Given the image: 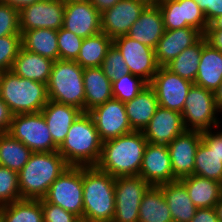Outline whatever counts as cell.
Here are the masks:
<instances>
[{
  "label": "cell",
  "instance_id": "obj_32",
  "mask_svg": "<svg viewBox=\"0 0 222 222\" xmlns=\"http://www.w3.org/2000/svg\"><path fill=\"white\" fill-rule=\"evenodd\" d=\"M207 43L203 35L195 44L184 49L166 67L183 79L195 82L203 46Z\"/></svg>",
  "mask_w": 222,
  "mask_h": 222
},
{
  "label": "cell",
  "instance_id": "obj_25",
  "mask_svg": "<svg viewBox=\"0 0 222 222\" xmlns=\"http://www.w3.org/2000/svg\"><path fill=\"white\" fill-rule=\"evenodd\" d=\"M169 207L173 222H190L197 207L180 180L159 185Z\"/></svg>",
  "mask_w": 222,
  "mask_h": 222
},
{
  "label": "cell",
  "instance_id": "obj_40",
  "mask_svg": "<svg viewBox=\"0 0 222 222\" xmlns=\"http://www.w3.org/2000/svg\"><path fill=\"white\" fill-rule=\"evenodd\" d=\"M21 47V34L0 37V73L11 70Z\"/></svg>",
  "mask_w": 222,
  "mask_h": 222
},
{
  "label": "cell",
  "instance_id": "obj_52",
  "mask_svg": "<svg viewBox=\"0 0 222 222\" xmlns=\"http://www.w3.org/2000/svg\"><path fill=\"white\" fill-rule=\"evenodd\" d=\"M207 30H222V15L216 17L209 25Z\"/></svg>",
  "mask_w": 222,
  "mask_h": 222
},
{
  "label": "cell",
  "instance_id": "obj_20",
  "mask_svg": "<svg viewBox=\"0 0 222 222\" xmlns=\"http://www.w3.org/2000/svg\"><path fill=\"white\" fill-rule=\"evenodd\" d=\"M185 131L180 112L159 106L142 132L148 143L168 145Z\"/></svg>",
  "mask_w": 222,
  "mask_h": 222
},
{
  "label": "cell",
  "instance_id": "obj_18",
  "mask_svg": "<svg viewBox=\"0 0 222 222\" xmlns=\"http://www.w3.org/2000/svg\"><path fill=\"white\" fill-rule=\"evenodd\" d=\"M201 141V131L186 130L167 145L176 180L194 174L195 154Z\"/></svg>",
  "mask_w": 222,
  "mask_h": 222
},
{
  "label": "cell",
  "instance_id": "obj_22",
  "mask_svg": "<svg viewBox=\"0 0 222 222\" xmlns=\"http://www.w3.org/2000/svg\"><path fill=\"white\" fill-rule=\"evenodd\" d=\"M202 36L203 34L193 27L165 30L155 49L158 65L160 67L168 65L184 49L195 44Z\"/></svg>",
  "mask_w": 222,
  "mask_h": 222
},
{
  "label": "cell",
  "instance_id": "obj_33",
  "mask_svg": "<svg viewBox=\"0 0 222 222\" xmlns=\"http://www.w3.org/2000/svg\"><path fill=\"white\" fill-rule=\"evenodd\" d=\"M113 39L104 33L83 39L79 55L75 60L83 69L101 67Z\"/></svg>",
  "mask_w": 222,
  "mask_h": 222
},
{
  "label": "cell",
  "instance_id": "obj_43",
  "mask_svg": "<svg viewBox=\"0 0 222 222\" xmlns=\"http://www.w3.org/2000/svg\"><path fill=\"white\" fill-rule=\"evenodd\" d=\"M42 210L44 222H82L75 214L58 205L48 203L43 198Z\"/></svg>",
  "mask_w": 222,
  "mask_h": 222
},
{
  "label": "cell",
  "instance_id": "obj_6",
  "mask_svg": "<svg viewBox=\"0 0 222 222\" xmlns=\"http://www.w3.org/2000/svg\"><path fill=\"white\" fill-rule=\"evenodd\" d=\"M83 72L74 60L54 61L47 83L49 100L75 106L85 113Z\"/></svg>",
  "mask_w": 222,
  "mask_h": 222
},
{
  "label": "cell",
  "instance_id": "obj_31",
  "mask_svg": "<svg viewBox=\"0 0 222 222\" xmlns=\"http://www.w3.org/2000/svg\"><path fill=\"white\" fill-rule=\"evenodd\" d=\"M138 222H173L159 186H151L142 198Z\"/></svg>",
  "mask_w": 222,
  "mask_h": 222
},
{
  "label": "cell",
  "instance_id": "obj_24",
  "mask_svg": "<svg viewBox=\"0 0 222 222\" xmlns=\"http://www.w3.org/2000/svg\"><path fill=\"white\" fill-rule=\"evenodd\" d=\"M124 105L128 121L134 131H143L159 107L156 93L149 84Z\"/></svg>",
  "mask_w": 222,
  "mask_h": 222
},
{
  "label": "cell",
  "instance_id": "obj_26",
  "mask_svg": "<svg viewBox=\"0 0 222 222\" xmlns=\"http://www.w3.org/2000/svg\"><path fill=\"white\" fill-rule=\"evenodd\" d=\"M83 82L85 88V113L114 98L112 81L105 76L101 67L85 68Z\"/></svg>",
  "mask_w": 222,
  "mask_h": 222
},
{
  "label": "cell",
  "instance_id": "obj_4",
  "mask_svg": "<svg viewBox=\"0 0 222 222\" xmlns=\"http://www.w3.org/2000/svg\"><path fill=\"white\" fill-rule=\"evenodd\" d=\"M103 141L89 113H82L71 125L58 152L69 166H96L102 150Z\"/></svg>",
  "mask_w": 222,
  "mask_h": 222
},
{
  "label": "cell",
  "instance_id": "obj_8",
  "mask_svg": "<svg viewBox=\"0 0 222 222\" xmlns=\"http://www.w3.org/2000/svg\"><path fill=\"white\" fill-rule=\"evenodd\" d=\"M43 199L75 214L83 222V167L69 166L65 169Z\"/></svg>",
  "mask_w": 222,
  "mask_h": 222
},
{
  "label": "cell",
  "instance_id": "obj_45",
  "mask_svg": "<svg viewBox=\"0 0 222 222\" xmlns=\"http://www.w3.org/2000/svg\"><path fill=\"white\" fill-rule=\"evenodd\" d=\"M222 126L202 132V140L222 158Z\"/></svg>",
  "mask_w": 222,
  "mask_h": 222
},
{
  "label": "cell",
  "instance_id": "obj_5",
  "mask_svg": "<svg viewBox=\"0 0 222 222\" xmlns=\"http://www.w3.org/2000/svg\"><path fill=\"white\" fill-rule=\"evenodd\" d=\"M0 98L13 115L41 112L49 101L47 84L19 77L11 70L0 73Z\"/></svg>",
  "mask_w": 222,
  "mask_h": 222
},
{
  "label": "cell",
  "instance_id": "obj_44",
  "mask_svg": "<svg viewBox=\"0 0 222 222\" xmlns=\"http://www.w3.org/2000/svg\"><path fill=\"white\" fill-rule=\"evenodd\" d=\"M203 11L208 24L222 15V0H194Z\"/></svg>",
  "mask_w": 222,
  "mask_h": 222
},
{
  "label": "cell",
  "instance_id": "obj_17",
  "mask_svg": "<svg viewBox=\"0 0 222 222\" xmlns=\"http://www.w3.org/2000/svg\"><path fill=\"white\" fill-rule=\"evenodd\" d=\"M150 2L148 0H120L101 13V31L114 39L127 35L131 26Z\"/></svg>",
  "mask_w": 222,
  "mask_h": 222
},
{
  "label": "cell",
  "instance_id": "obj_9",
  "mask_svg": "<svg viewBox=\"0 0 222 222\" xmlns=\"http://www.w3.org/2000/svg\"><path fill=\"white\" fill-rule=\"evenodd\" d=\"M7 133L33 152L58 151L42 112L13 115Z\"/></svg>",
  "mask_w": 222,
  "mask_h": 222
},
{
  "label": "cell",
  "instance_id": "obj_30",
  "mask_svg": "<svg viewBox=\"0 0 222 222\" xmlns=\"http://www.w3.org/2000/svg\"><path fill=\"white\" fill-rule=\"evenodd\" d=\"M21 36L22 47L25 50L50 58L53 61L59 60L57 30L39 28L24 31Z\"/></svg>",
  "mask_w": 222,
  "mask_h": 222
},
{
  "label": "cell",
  "instance_id": "obj_10",
  "mask_svg": "<svg viewBox=\"0 0 222 222\" xmlns=\"http://www.w3.org/2000/svg\"><path fill=\"white\" fill-rule=\"evenodd\" d=\"M150 187L139 175L115 178V212L112 222H138L142 198Z\"/></svg>",
  "mask_w": 222,
  "mask_h": 222
},
{
  "label": "cell",
  "instance_id": "obj_41",
  "mask_svg": "<svg viewBox=\"0 0 222 222\" xmlns=\"http://www.w3.org/2000/svg\"><path fill=\"white\" fill-rule=\"evenodd\" d=\"M82 42L83 38L61 27L57 31L59 59L75 61L79 55Z\"/></svg>",
  "mask_w": 222,
  "mask_h": 222
},
{
  "label": "cell",
  "instance_id": "obj_12",
  "mask_svg": "<svg viewBox=\"0 0 222 222\" xmlns=\"http://www.w3.org/2000/svg\"><path fill=\"white\" fill-rule=\"evenodd\" d=\"M113 44L121 52L130 73L149 84L160 67L156 61L155 49L127 35L114 38Z\"/></svg>",
  "mask_w": 222,
  "mask_h": 222
},
{
  "label": "cell",
  "instance_id": "obj_27",
  "mask_svg": "<svg viewBox=\"0 0 222 222\" xmlns=\"http://www.w3.org/2000/svg\"><path fill=\"white\" fill-rule=\"evenodd\" d=\"M53 63L52 59L27 51L21 47L11 71L19 77L47 84Z\"/></svg>",
  "mask_w": 222,
  "mask_h": 222
},
{
  "label": "cell",
  "instance_id": "obj_16",
  "mask_svg": "<svg viewBox=\"0 0 222 222\" xmlns=\"http://www.w3.org/2000/svg\"><path fill=\"white\" fill-rule=\"evenodd\" d=\"M88 113L103 142L134 131L128 121L124 102L115 98L95 107Z\"/></svg>",
  "mask_w": 222,
  "mask_h": 222
},
{
  "label": "cell",
  "instance_id": "obj_7",
  "mask_svg": "<svg viewBox=\"0 0 222 222\" xmlns=\"http://www.w3.org/2000/svg\"><path fill=\"white\" fill-rule=\"evenodd\" d=\"M181 114L186 130L203 132L222 125V114L216 107L214 92L194 83L188 91Z\"/></svg>",
  "mask_w": 222,
  "mask_h": 222
},
{
  "label": "cell",
  "instance_id": "obj_19",
  "mask_svg": "<svg viewBox=\"0 0 222 222\" xmlns=\"http://www.w3.org/2000/svg\"><path fill=\"white\" fill-rule=\"evenodd\" d=\"M139 176L151 186L176 181L167 145L146 144Z\"/></svg>",
  "mask_w": 222,
  "mask_h": 222
},
{
  "label": "cell",
  "instance_id": "obj_50",
  "mask_svg": "<svg viewBox=\"0 0 222 222\" xmlns=\"http://www.w3.org/2000/svg\"><path fill=\"white\" fill-rule=\"evenodd\" d=\"M40 0H0V2H3L5 4H9L12 7H15L16 9L20 10L21 8L31 5L35 2H38Z\"/></svg>",
  "mask_w": 222,
  "mask_h": 222
},
{
  "label": "cell",
  "instance_id": "obj_21",
  "mask_svg": "<svg viewBox=\"0 0 222 222\" xmlns=\"http://www.w3.org/2000/svg\"><path fill=\"white\" fill-rule=\"evenodd\" d=\"M164 33L165 27L161 10L155 2H150L131 26L127 36L156 49Z\"/></svg>",
  "mask_w": 222,
  "mask_h": 222
},
{
  "label": "cell",
  "instance_id": "obj_29",
  "mask_svg": "<svg viewBox=\"0 0 222 222\" xmlns=\"http://www.w3.org/2000/svg\"><path fill=\"white\" fill-rule=\"evenodd\" d=\"M186 187L189 197L197 208H213L222 195V183L190 175L180 179Z\"/></svg>",
  "mask_w": 222,
  "mask_h": 222
},
{
  "label": "cell",
  "instance_id": "obj_11",
  "mask_svg": "<svg viewBox=\"0 0 222 222\" xmlns=\"http://www.w3.org/2000/svg\"><path fill=\"white\" fill-rule=\"evenodd\" d=\"M165 30L193 27L203 35L208 28L203 11L194 0H158Z\"/></svg>",
  "mask_w": 222,
  "mask_h": 222
},
{
  "label": "cell",
  "instance_id": "obj_13",
  "mask_svg": "<svg viewBox=\"0 0 222 222\" xmlns=\"http://www.w3.org/2000/svg\"><path fill=\"white\" fill-rule=\"evenodd\" d=\"M192 82L181 78L166 66L159 67L149 85L154 89L159 106L182 112Z\"/></svg>",
  "mask_w": 222,
  "mask_h": 222
},
{
  "label": "cell",
  "instance_id": "obj_37",
  "mask_svg": "<svg viewBox=\"0 0 222 222\" xmlns=\"http://www.w3.org/2000/svg\"><path fill=\"white\" fill-rule=\"evenodd\" d=\"M147 85L141 77L129 73L112 81L113 97L125 103L135 98Z\"/></svg>",
  "mask_w": 222,
  "mask_h": 222
},
{
  "label": "cell",
  "instance_id": "obj_14",
  "mask_svg": "<svg viewBox=\"0 0 222 222\" xmlns=\"http://www.w3.org/2000/svg\"><path fill=\"white\" fill-rule=\"evenodd\" d=\"M65 0H40L19 10L20 33L48 28L59 30L63 26Z\"/></svg>",
  "mask_w": 222,
  "mask_h": 222
},
{
  "label": "cell",
  "instance_id": "obj_2",
  "mask_svg": "<svg viewBox=\"0 0 222 222\" xmlns=\"http://www.w3.org/2000/svg\"><path fill=\"white\" fill-rule=\"evenodd\" d=\"M69 165L58 152H33L18 172L21 199H42Z\"/></svg>",
  "mask_w": 222,
  "mask_h": 222
},
{
  "label": "cell",
  "instance_id": "obj_49",
  "mask_svg": "<svg viewBox=\"0 0 222 222\" xmlns=\"http://www.w3.org/2000/svg\"><path fill=\"white\" fill-rule=\"evenodd\" d=\"M119 1L120 0H90V2L100 13H103L105 10L110 9Z\"/></svg>",
  "mask_w": 222,
  "mask_h": 222
},
{
  "label": "cell",
  "instance_id": "obj_42",
  "mask_svg": "<svg viewBox=\"0 0 222 222\" xmlns=\"http://www.w3.org/2000/svg\"><path fill=\"white\" fill-rule=\"evenodd\" d=\"M21 34L19 26V10L0 2V37Z\"/></svg>",
  "mask_w": 222,
  "mask_h": 222
},
{
  "label": "cell",
  "instance_id": "obj_23",
  "mask_svg": "<svg viewBox=\"0 0 222 222\" xmlns=\"http://www.w3.org/2000/svg\"><path fill=\"white\" fill-rule=\"evenodd\" d=\"M43 117L54 144L59 148L64 142L71 125L83 113L79 108L49 100L42 109Z\"/></svg>",
  "mask_w": 222,
  "mask_h": 222
},
{
  "label": "cell",
  "instance_id": "obj_54",
  "mask_svg": "<svg viewBox=\"0 0 222 222\" xmlns=\"http://www.w3.org/2000/svg\"><path fill=\"white\" fill-rule=\"evenodd\" d=\"M149 2H156V1H158V0H148Z\"/></svg>",
  "mask_w": 222,
  "mask_h": 222
},
{
  "label": "cell",
  "instance_id": "obj_34",
  "mask_svg": "<svg viewBox=\"0 0 222 222\" xmlns=\"http://www.w3.org/2000/svg\"><path fill=\"white\" fill-rule=\"evenodd\" d=\"M32 154L33 151L9 133H0V166L19 172Z\"/></svg>",
  "mask_w": 222,
  "mask_h": 222
},
{
  "label": "cell",
  "instance_id": "obj_1",
  "mask_svg": "<svg viewBox=\"0 0 222 222\" xmlns=\"http://www.w3.org/2000/svg\"><path fill=\"white\" fill-rule=\"evenodd\" d=\"M147 143L142 131L106 140L96 167L115 178L138 176Z\"/></svg>",
  "mask_w": 222,
  "mask_h": 222
},
{
  "label": "cell",
  "instance_id": "obj_15",
  "mask_svg": "<svg viewBox=\"0 0 222 222\" xmlns=\"http://www.w3.org/2000/svg\"><path fill=\"white\" fill-rule=\"evenodd\" d=\"M62 28L85 39L101 33V13L90 0H65Z\"/></svg>",
  "mask_w": 222,
  "mask_h": 222
},
{
  "label": "cell",
  "instance_id": "obj_47",
  "mask_svg": "<svg viewBox=\"0 0 222 222\" xmlns=\"http://www.w3.org/2000/svg\"><path fill=\"white\" fill-rule=\"evenodd\" d=\"M190 222H219L216 211L213 208H197L195 216Z\"/></svg>",
  "mask_w": 222,
  "mask_h": 222
},
{
  "label": "cell",
  "instance_id": "obj_51",
  "mask_svg": "<svg viewBox=\"0 0 222 222\" xmlns=\"http://www.w3.org/2000/svg\"><path fill=\"white\" fill-rule=\"evenodd\" d=\"M215 104L218 111L222 114V82L214 92Z\"/></svg>",
  "mask_w": 222,
  "mask_h": 222
},
{
  "label": "cell",
  "instance_id": "obj_28",
  "mask_svg": "<svg viewBox=\"0 0 222 222\" xmlns=\"http://www.w3.org/2000/svg\"><path fill=\"white\" fill-rule=\"evenodd\" d=\"M222 82V52L206 43L201 52L200 64L194 84L215 92Z\"/></svg>",
  "mask_w": 222,
  "mask_h": 222
},
{
  "label": "cell",
  "instance_id": "obj_46",
  "mask_svg": "<svg viewBox=\"0 0 222 222\" xmlns=\"http://www.w3.org/2000/svg\"><path fill=\"white\" fill-rule=\"evenodd\" d=\"M13 113L8 105L0 98V133L8 132Z\"/></svg>",
  "mask_w": 222,
  "mask_h": 222
},
{
  "label": "cell",
  "instance_id": "obj_53",
  "mask_svg": "<svg viewBox=\"0 0 222 222\" xmlns=\"http://www.w3.org/2000/svg\"><path fill=\"white\" fill-rule=\"evenodd\" d=\"M214 209L216 211V215H217V218L219 219V222H222V195H221L220 200L214 206Z\"/></svg>",
  "mask_w": 222,
  "mask_h": 222
},
{
  "label": "cell",
  "instance_id": "obj_36",
  "mask_svg": "<svg viewBox=\"0 0 222 222\" xmlns=\"http://www.w3.org/2000/svg\"><path fill=\"white\" fill-rule=\"evenodd\" d=\"M194 175L222 183V158L203 140L196 150Z\"/></svg>",
  "mask_w": 222,
  "mask_h": 222
},
{
  "label": "cell",
  "instance_id": "obj_35",
  "mask_svg": "<svg viewBox=\"0 0 222 222\" xmlns=\"http://www.w3.org/2000/svg\"><path fill=\"white\" fill-rule=\"evenodd\" d=\"M2 222H44L42 199H20L0 207Z\"/></svg>",
  "mask_w": 222,
  "mask_h": 222
},
{
  "label": "cell",
  "instance_id": "obj_48",
  "mask_svg": "<svg viewBox=\"0 0 222 222\" xmlns=\"http://www.w3.org/2000/svg\"><path fill=\"white\" fill-rule=\"evenodd\" d=\"M204 36L207 43L222 52V30H206Z\"/></svg>",
  "mask_w": 222,
  "mask_h": 222
},
{
  "label": "cell",
  "instance_id": "obj_39",
  "mask_svg": "<svg viewBox=\"0 0 222 222\" xmlns=\"http://www.w3.org/2000/svg\"><path fill=\"white\" fill-rule=\"evenodd\" d=\"M105 76L111 81L121 79L130 73L121 52L114 44L109 48L101 64Z\"/></svg>",
  "mask_w": 222,
  "mask_h": 222
},
{
  "label": "cell",
  "instance_id": "obj_38",
  "mask_svg": "<svg viewBox=\"0 0 222 222\" xmlns=\"http://www.w3.org/2000/svg\"><path fill=\"white\" fill-rule=\"evenodd\" d=\"M20 199L18 172L0 166V207Z\"/></svg>",
  "mask_w": 222,
  "mask_h": 222
},
{
  "label": "cell",
  "instance_id": "obj_3",
  "mask_svg": "<svg viewBox=\"0 0 222 222\" xmlns=\"http://www.w3.org/2000/svg\"><path fill=\"white\" fill-rule=\"evenodd\" d=\"M83 222H112L115 177L96 166L83 167Z\"/></svg>",
  "mask_w": 222,
  "mask_h": 222
}]
</instances>
